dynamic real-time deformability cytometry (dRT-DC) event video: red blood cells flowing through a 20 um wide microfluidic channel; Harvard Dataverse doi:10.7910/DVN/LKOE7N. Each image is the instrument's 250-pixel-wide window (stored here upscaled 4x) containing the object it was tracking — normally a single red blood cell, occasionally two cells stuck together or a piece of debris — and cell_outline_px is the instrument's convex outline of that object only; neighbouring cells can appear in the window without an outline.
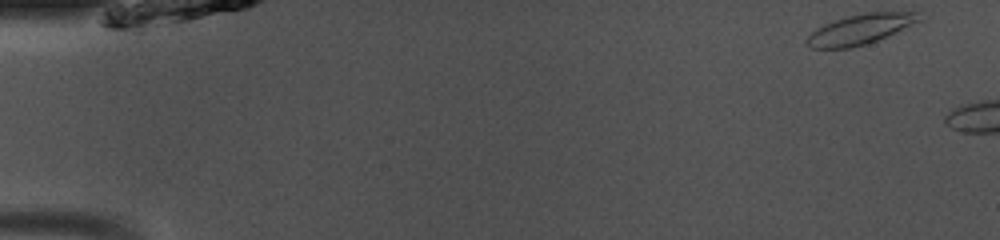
{"species": "common noctule bat (a hibernating species)", "species_latin": "Nyctalus noctula", "temperature_condition": "room temperature", "stored_images_in_passage": 5, "segment_of_instrument_passage": [1, 2], "camera_frame_rate_fps": 3000, "um_per_image_px": 0.085, "animal": {"sex": "male", "body_mass_g": 13.0, "forearm_length_mm": 53.1}, "frame": {"image": 1, "passage_image": 1, "time_ms": 0.0, "image_size_px": [1000, 240], "cell_outline_px": [[924, 20], [868, 44], [848, 48], [812, 48], [804, 44], [804, 40], [816, 28], [824, 24], [848, 16], [864, 12], [916, 12]], "centroid_in_image_um": [73.12, 2.49], "position_along_channel_um": 11.9, "area_um2": 19.77}}